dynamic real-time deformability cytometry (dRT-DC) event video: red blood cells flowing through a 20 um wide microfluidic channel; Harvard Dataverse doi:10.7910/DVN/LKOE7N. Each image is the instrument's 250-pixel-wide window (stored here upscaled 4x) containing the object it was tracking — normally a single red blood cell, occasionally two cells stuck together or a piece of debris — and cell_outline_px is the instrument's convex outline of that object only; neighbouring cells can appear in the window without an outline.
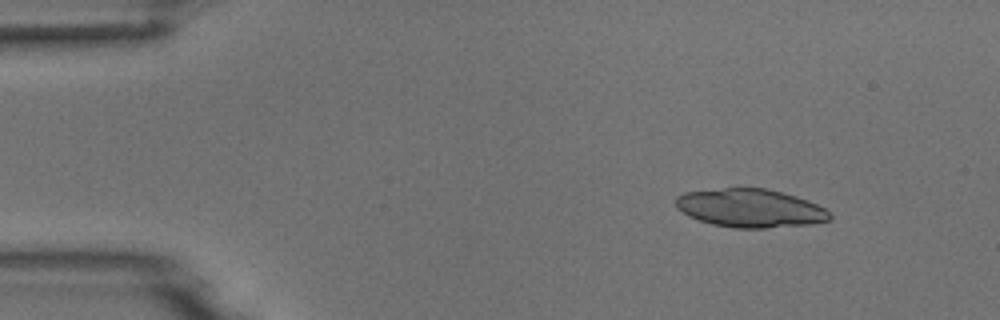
{"species": "common noctule bat (a hibernating species)", "species_latin": "Nyctalus noctula", "temperature_condition": "room temperature", "stored_images_in_passage": 4, "camera_frame_rate_fps": 3000, "um_per_image_px": 0.085, "animal": {"sex": "male", "body_mass_g": 18.8}, "frame": {"image": 1, "passage_image": 2, "time_ms": 1.333, "image_size_px": [1000, 320], "cell_outline_px": [[832, 216], [828, 220], [812, 224], [764, 228], [732, 228], [712, 224], [688, 216], [676, 208], [676, 196], [684, 192], [724, 188], [764, 188], [796, 196], [816, 204], [824, 208]], "centroid_in_image_um": [63.74, 17.7], "position_along_channel_um": 21.3, "area_um2": 34.33}}